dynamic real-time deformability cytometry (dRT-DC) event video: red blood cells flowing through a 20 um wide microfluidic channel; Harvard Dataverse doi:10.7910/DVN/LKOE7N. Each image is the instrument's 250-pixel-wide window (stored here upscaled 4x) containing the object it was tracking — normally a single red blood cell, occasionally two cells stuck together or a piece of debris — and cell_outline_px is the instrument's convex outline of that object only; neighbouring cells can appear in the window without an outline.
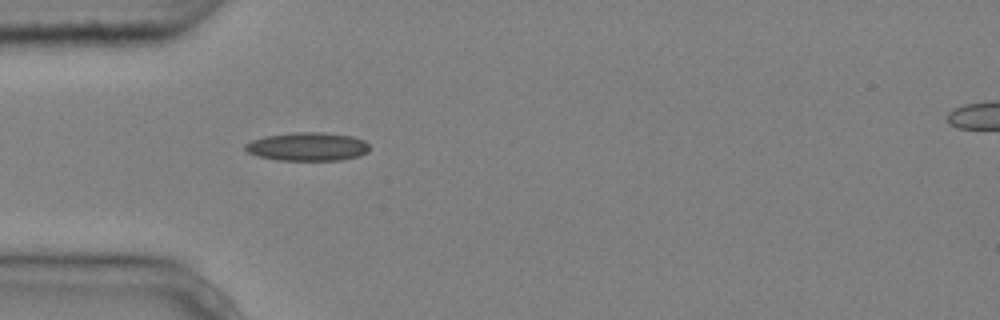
{"species": "common noctule bat (a hibernating species)", "species_latin": "Nyctalus noctula", "temperature_condition": "cold", "stored_images_in_passage": 1, "camera_frame_rate_fps": 3000, "um_per_image_px": 0.085, "animal": {"sex": "male", "body_mass_g": 20.4}, "frame": {"image": 1, "passage_image": 1, "time_ms": 0.0, "image_size_px": [1000, 320], "cell_outline_px": [[368, 152], [360, 156], [340, 160], [280, 160], [260, 156], [248, 152], [244, 148], [244, 144], [252, 140], [264, 136], [292, 132], [320, 132], [352, 136], [364, 140], [368, 144]], "centroid_in_image_um": [26.15, 12.45], "position_along_channel_um": 58.9, "area_um2": 20.58}}